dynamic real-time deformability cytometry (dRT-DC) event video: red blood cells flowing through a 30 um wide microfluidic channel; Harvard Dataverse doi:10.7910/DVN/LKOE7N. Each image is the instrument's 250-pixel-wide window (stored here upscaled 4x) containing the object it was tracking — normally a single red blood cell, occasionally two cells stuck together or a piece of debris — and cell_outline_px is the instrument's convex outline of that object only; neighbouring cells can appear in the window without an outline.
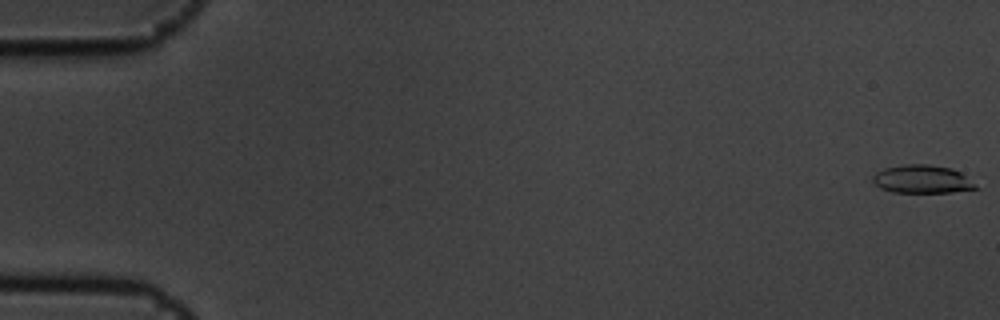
{"species": "common noctule bat (a hibernating species)", "species_latin": "Nyctalus noctula", "temperature_condition": "cold", "stored_images_in_passage": 9, "camera_frame_rate_fps": 3000, "um_per_image_px": 0.085, "animal": {"sex": "male", "body_mass_g": 19.5, "forearm_length_mm": 54.6}, "frame": {"image": 1, "passage_image": 1, "time_ms": 0.0, "image_size_px": [1000, 320], "cell_outline_px": [[980, 188], [952, 192], [892, 192], [880, 188], [872, 180], [872, 176], [876, 172], [884, 168], [904, 164], [928, 164], [952, 168], [960, 172], [976, 184]], "centroid_in_image_um": [78.38, 15.22], "position_along_channel_um": 6.6, "area_um2": 16.94}}
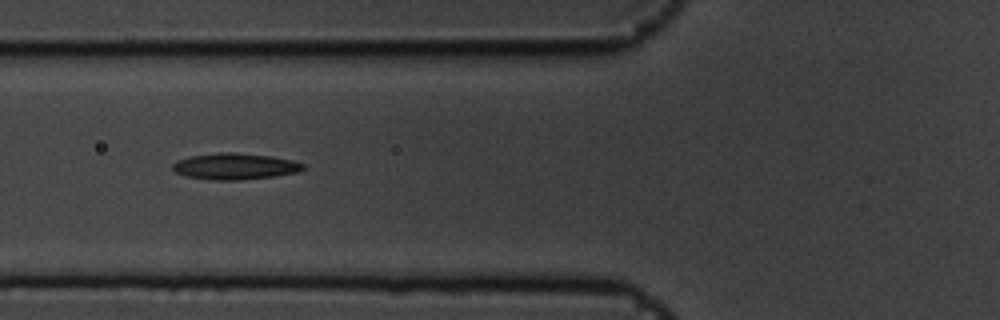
{"frame": {"image": 2, "passage_image": 7, "time_ms": 2.0, "image_size_px": [1000, 320], "cell_outline_px": [[304, 168], [296, 172], [272, 176], [240, 180], [212, 180], [184, 176], [176, 172], [172, 168], [172, 164], [176, 160], [192, 156], [220, 152], [228, 152], [272, 156], [292, 160], [304, 164]], "centroid_in_image_um": [19.92, 14.14], "position_along_channel_um": 105.9, "area_um2": 19.83}}
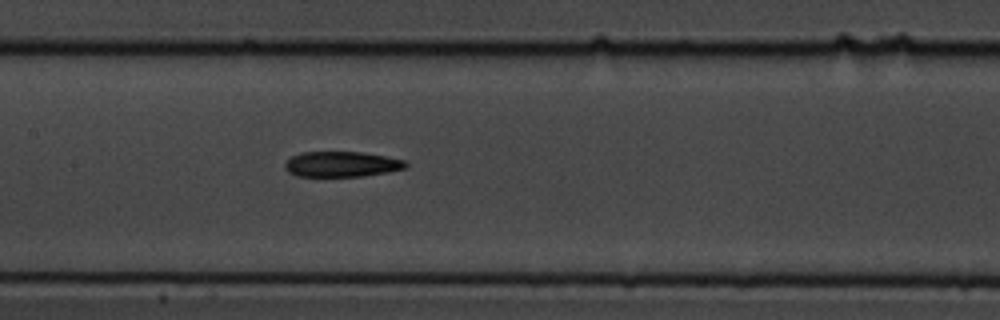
{"frame": {"image": 3, "passage_image": 9, "time_ms": 2.667, "image_size_px": [1000, 320], "cell_outline_px": [[408, 164], [404, 168], [388, 172], [364, 176], [296, 176], [288, 172], [284, 168], [284, 164], [292, 156], [300, 152], [360, 152], [384, 156], [404, 160]], "centroid_in_image_um": [29.0, 13.96], "position_along_channel_um": 178.4, "area_um2": 17.8}}